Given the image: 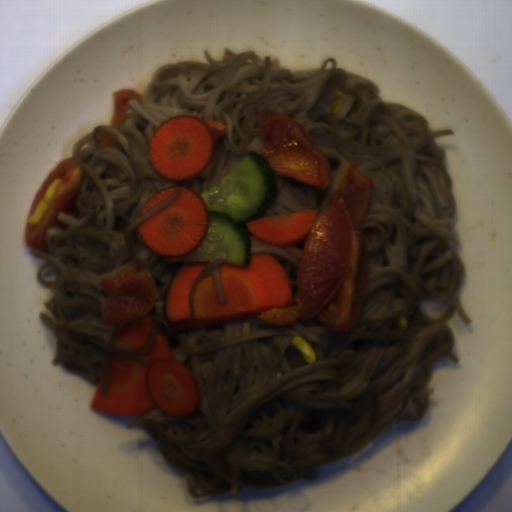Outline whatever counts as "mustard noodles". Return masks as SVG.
<instances>
[{"label": "mustard noodles", "mask_w": 512, "mask_h": 512, "mask_svg": "<svg viewBox=\"0 0 512 512\" xmlns=\"http://www.w3.org/2000/svg\"><path fill=\"white\" fill-rule=\"evenodd\" d=\"M168 62L142 91L143 105L128 100L124 125L96 127L73 146L83 179L77 218L58 214L67 230L46 232L48 249L38 276L53 296L42 320L55 333V365L107 395L117 353L141 355L161 332L175 359L199 383L198 412L173 416L154 408L126 424L143 426L169 464L185 474L195 499L242 487L276 489L320 475V466L349 457L395 423L427 416L433 366L449 357L455 312L471 324L461 300L465 266L457 225L458 200L447 172V151L437 130L413 109L385 101L377 84L340 68L336 58L308 71L287 70L278 57L255 50L223 59ZM343 91L345 104L330 113ZM254 109L274 111L307 127L332 167L319 190L275 175L278 194L259 218L324 209L336 195L346 163L374 182L360 227L368 250V281L354 330L331 331L316 319L286 325L243 319L209 328L171 330L164 300L185 263H159L137 227L181 197L180 191L139 218L161 189L186 186L201 195L249 151L262 135ZM228 126L205 173L194 180H164L148 160L157 127L178 114ZM115 136L102 147L100 134ZM135 265L153 279L156 302L146 315L108 329L99 285L117 269ZM408 318V330L398 318ZM149 318L154 327L142 347L115 336L126 322ZM303 337L315 364L293 346Z\"/></svg>", "instance_id": "0af2e427"}, {"label": "mustard noodles", "mask_w": 512, "mask_h": 512, "mask_svg": "<svg viewBox=\"0 0 512 512\" xmlns=\"http://www.w3.org/2000/svg\"><path fill=\"white\" fill-rule=\"evenodd\" d=\"M224 263H226V262L222 258L214 257L211 260H209V263L207 264V266L196 277V279L191 287L190 295H189L190 323H193V321L195 319V307H194L195 289H196L199 281L201 279H203L204 277H206L207 275L212 274L218 301L220 303L224 302L225 296H224V292H223V288H222V284H221V280H220V273H219V268Z\"/></svg>", "instance_id": "7f7daa86"}]
</instances>
